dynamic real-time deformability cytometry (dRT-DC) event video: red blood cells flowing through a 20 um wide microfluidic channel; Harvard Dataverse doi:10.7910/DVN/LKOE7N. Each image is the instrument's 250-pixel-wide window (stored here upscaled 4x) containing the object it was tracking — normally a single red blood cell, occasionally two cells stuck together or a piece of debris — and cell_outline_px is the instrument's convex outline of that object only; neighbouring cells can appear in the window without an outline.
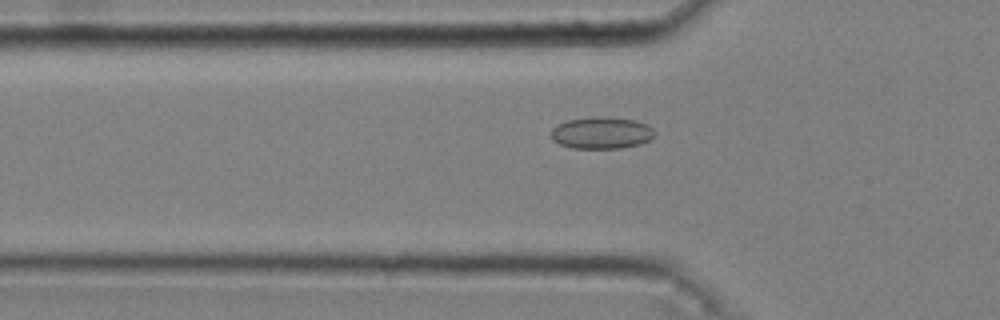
{"species": "common noctule bat (a hibernating species)", "species_latin": "Nyctalus noctula", "temperature_condition": "cold", "stored_images_in_passage": 46, "camera_frame_rate_fps": 3000, "um_per_image_px": 0.085, "animal": {"sex": "male", "body_mass_g": 20.4}, "frame": {"image": 1, "passage_image": 15, "time_ms": 4.667, "image_size_px": [1000, 320], "cell_outline_px": [[656, 132], [648, 140], [640, 144], [620, 148], [572, 148], [560, 144], [552, 140], [552, 128], [568, 120], [592, 116], [604, 116], [632, 120], [648, 124]], "centroid_in_image_um": [51.13, 11.29], "position_along_channel_um": 74.7, "area_um2": 19.13}}
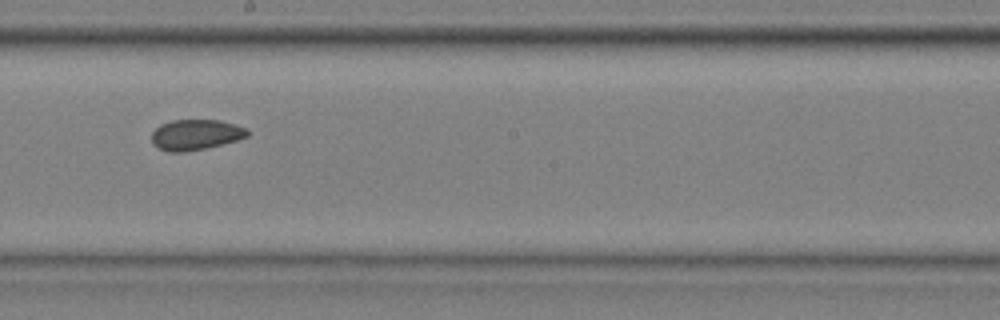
{"frame": {"image": 2, "passage_image": 28, "time_ms": 9.0, "image_size_px": [1000, 320], "cell_outline_px": [[248, 136], [236, 140], [204, 148], [184, 152], [168, 152], [152, 144], [152, 132], [160, 124], [172, 120], [220, 120], [236, 124], [248, 128]], "centroid_in_image_um": [16.62, 11.44], "position_along_channel_um": 231.6, "area_um2": 16.99}}
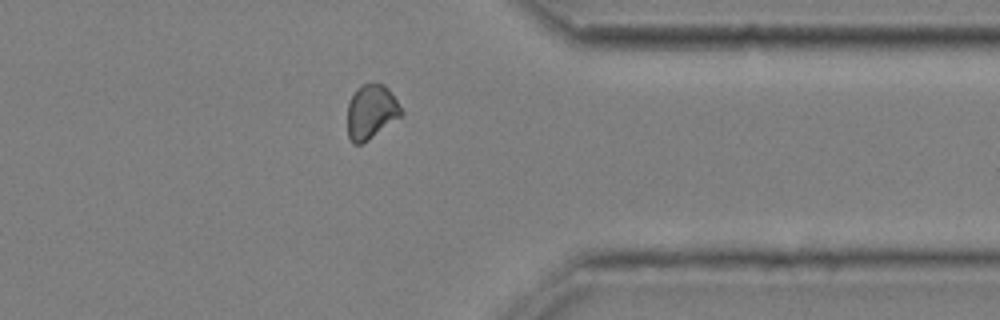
{"frame": {"image": 3, "passage_image": 41, "time_ms": 13.333, "image_size_px": [1000, 320], "cell_outline_px": [[404, 112], [400, 116], [368, 140], [360, 144], [352, 144], [348, 136], [348, 100], [356, 88], [360, 84], [384, 84], [388, 88]], "centroid_in_image_um": [31.52, 9.49], "position_along_channel_um": 379.9, "area_um2": 16.94}, "authors_computed_cell_mechanics": {"area_um2": 17.3689, "velocity_mm_per_s": 3.6214, "shape_relaxation_time_tau1_ms": null, "shape_relaxation_time_tau2_ms": 3.151, "deformation_change_tau1": null, "deformation_change_tau2": 0.0673}}